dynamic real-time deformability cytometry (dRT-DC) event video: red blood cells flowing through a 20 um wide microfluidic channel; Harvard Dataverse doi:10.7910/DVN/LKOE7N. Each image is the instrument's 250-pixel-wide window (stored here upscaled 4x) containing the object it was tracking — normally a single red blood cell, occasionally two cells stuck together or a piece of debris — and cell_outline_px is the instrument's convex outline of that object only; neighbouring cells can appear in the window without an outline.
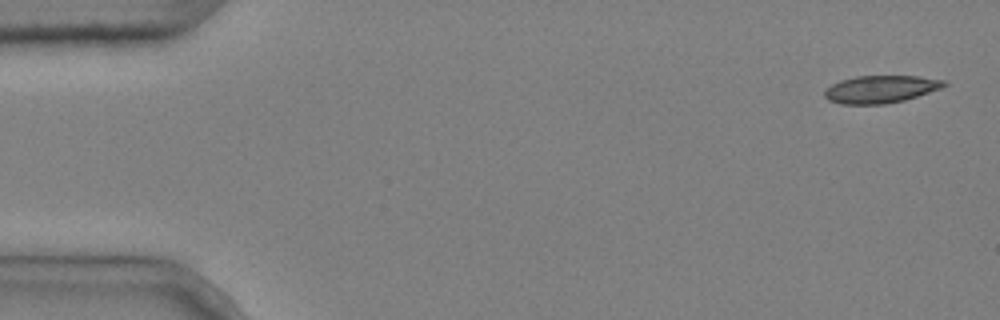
{"species": "common noctule bat (a hibernating species)", "species_latin": "Nyctalus noctula", "temperature_condition": "cold", "stored_images_in_passage": 4, "camera_frame_rate_fps": 3000, "um_per_image_px": 0.085, "animal": {"sex": "male", "body_mass_g": 20.4}, "frame": {"image": 1, "passage_image": 1, "time_ms": 0.0, "image_size_px": [1000, 320], "cell_outline_px": [[948, 84], [940, 88], [904, 100], [884, 104], [840, 104], [828, 100], [824, 96], [824, 92], [832, 84], [840, 80], [856, 76], [920, 76], [944, 80]], "centroid_in_image_um": [74.83, 7.58], "position_along_channel_um": 10.2, "area_um2": 19.02}}
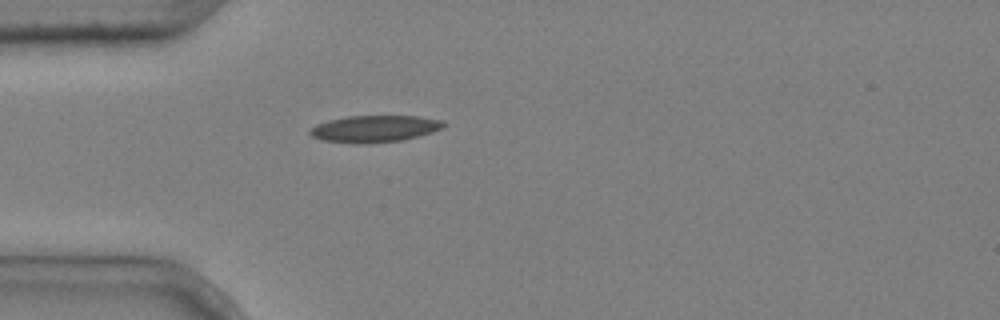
{"frame": {"image": 2, "passage_image": 4, "time_ms": 1.0, "image_size_px": [1000, 320], "cell_outline_px": [[448, 124], [444, 128], [432, 132], [400, 140], [368, 144], [356, 144], [320, 140], [312, 136], [308, 132], [316, 124], [328, 120], [348, 116], [416, 116], [444, 120]], "centroid_in_image_um": [31.85, 10.95], "position_along_channel_um": 53.2, "area_um2": 21.04}}